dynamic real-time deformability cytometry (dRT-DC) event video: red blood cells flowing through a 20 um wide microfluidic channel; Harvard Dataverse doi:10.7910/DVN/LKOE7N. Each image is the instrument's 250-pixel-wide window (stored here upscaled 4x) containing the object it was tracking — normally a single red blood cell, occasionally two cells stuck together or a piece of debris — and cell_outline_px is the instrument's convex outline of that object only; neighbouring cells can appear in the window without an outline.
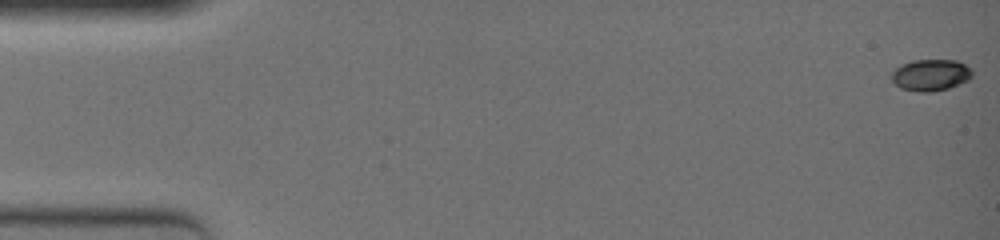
{"species": "common noctule bat (a hibernating species)", "species_latin": "Nyctalus noctula", "temperature_condition": "warm", "stored_images_in_passage": 50, "camera_frame_rate_fps": 3000, "um_per_image_px": 0.085, "animal": {"sex": "female", "body_mass_g": 19.0, "forearm_length_mm": 51.5}, "frame": {"image": 1, "passage_image": 1, "time_ms": 0.0, "image_size_px": [1000, 240], "cell_outline_px": [[972, 76], [968, 80], [948, 88], [928, 92], [920, 92], [900, 88], [892, 80], [892, 72], [900, 64], [912, 60], [956, 60], [972, 68]], "centroid_in_image_um": [79.1, 6.36], "position_along_channel_um": 5.9, "area_um2": 14.8}}
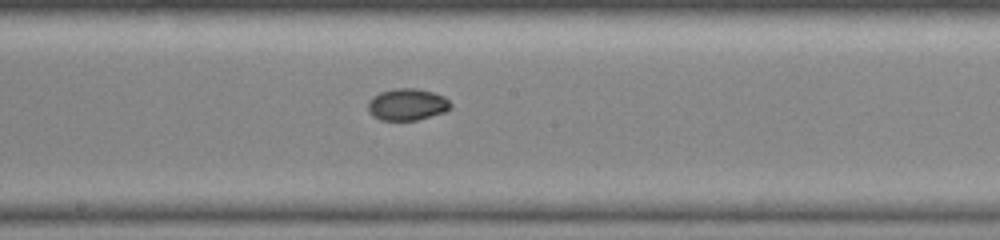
{"frame": {"image": 2, "passage_image": 29, "time_ms": 9.333, "image_size_px": [1000, 240], "cell_outline_px": [[452, 108], [444, 112], [416, 120], [380, 120], [372, 116], [368, 112], [368, 100], [372, 96], [380, 92], [396, 88], [416, 88], [432, 92], [444, 96], [452, 104]], "centroid_in_image_um": [34.59, 8.88], "position_along_channel_um": 213.6, "area_um2": 15.43}}
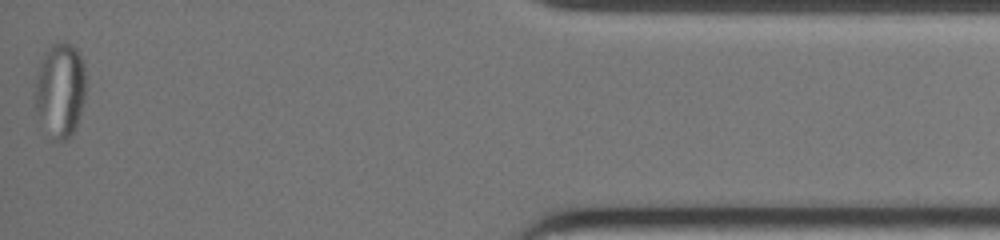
{"frame": {"image": 3, "passage_image": 50, "time_ms": 16.333, "image_size_px": [1000, 240], "cell_outline_px": [[84, 100], [80, 116], [68, 140], [52, 140], [36, 108], [32, 96], [36, 76], [44, 52], [52, 44], [60, 40], [64, 40], [72, 44], [76, 48], [84, 64]], "centroid_in_image_um": [5.09, 7.6], "position_along_channel_um": 430.1, "area_um2": 28.15}}